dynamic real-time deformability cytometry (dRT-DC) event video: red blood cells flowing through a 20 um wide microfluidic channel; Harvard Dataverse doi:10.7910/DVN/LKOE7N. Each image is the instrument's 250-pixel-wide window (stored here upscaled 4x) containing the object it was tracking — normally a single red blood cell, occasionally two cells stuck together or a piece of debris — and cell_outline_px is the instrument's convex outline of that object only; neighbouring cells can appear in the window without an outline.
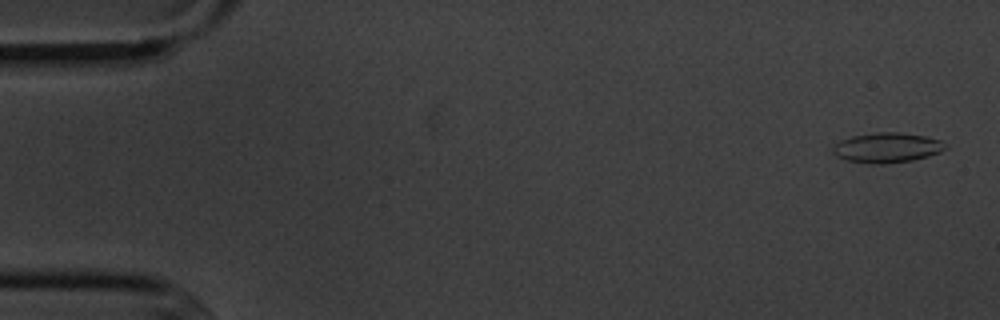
{"species": "common noctule bat (a hibernating species)", "species_latin": "Nyctalus noctula", "temperature_condition": "cold", "stored_images_in_passage": 6, "camera_frame_rate_fps": 3000, "um_per_image_px": 0.085, "animal": {"sex": "male", "body_mass_g": 20.1, "forearm_length_mm": 53.5}, "frame": {"image": 1, "passage_image": 1, "time_ms": 0.0, "image_size_px": [1000, 320], "cell_outline_px": [[948, 148], [940, 152], [928, 156], [912, 160], [884, 164], [872, 164], [844, 160], [836, 156], [832, 152], [832, 148], [840, 140], [852, 136], [876, 132], [900, 132], [928, 136], [940, 140], [948, 144]], "centroid_in_image_um": [75.41, 12.55], "position_along_channel_um": 9.6, "area_um2": 19.94}}